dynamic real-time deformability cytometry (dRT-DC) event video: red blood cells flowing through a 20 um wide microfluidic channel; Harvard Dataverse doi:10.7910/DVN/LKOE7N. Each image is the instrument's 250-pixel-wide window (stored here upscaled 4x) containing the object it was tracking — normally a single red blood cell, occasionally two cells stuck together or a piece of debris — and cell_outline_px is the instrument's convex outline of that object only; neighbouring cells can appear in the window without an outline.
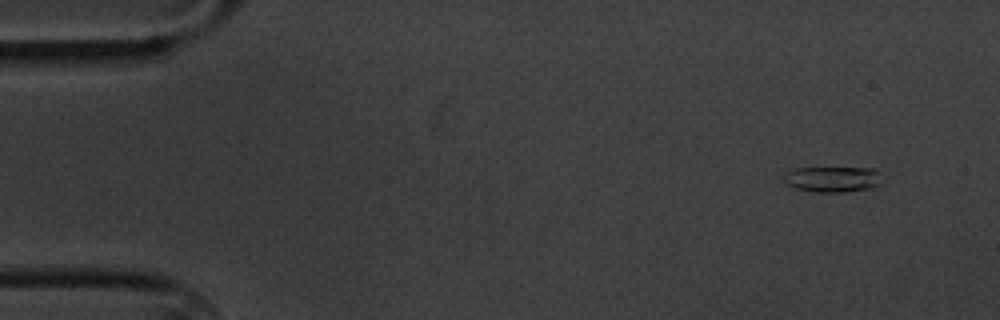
{"species": "common noctule bat (a hibernating species)", "species_latin": "Nyctalus noctula", "temperature_condition": "cold", "stored_images_in_passage": 8, "camera_frame_rate_fps": 3000, "um_per_image_px": 0.085, "animal": {"sex": "male", "body_mass_g": 20.1, "forearm_length_mm": 53.5}, "frame": {"image": 1, "passage_image": 2, "time_ms": 1.333, "image_size_px": [1000, 320], "cell_outline_px": [[880, 184], [872, 188], [844, 192], [812, 192], [796, 188], [788, 184], [784, 180], [784, 172], [792, 168], [872, 168], [880, 172]], "centroid_in_image_um": [70.76, 15.23], "position_along_channel_um": 14.2, "area_um2": 14.8}}
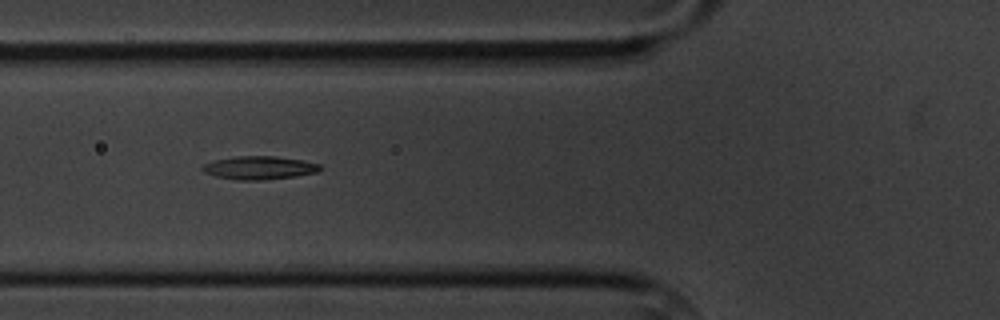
{"frame": {"image": 2, "passage_image": 7, "time_ms": 7.0, "image_size_px": [1000, 320], "cell_outline_px": [[320, 172], [296, 176], [260, 180], [236, 180], [216, 176], [204, 172], [200, 168], [204, 164], [212, 160], [236, 156], [276, 156], [300, 160], [320, 164]], "centroid_in_image_um": [22.01, 14.26], "position_along_channel_um": 103.8, "area_um2": 15.95}}
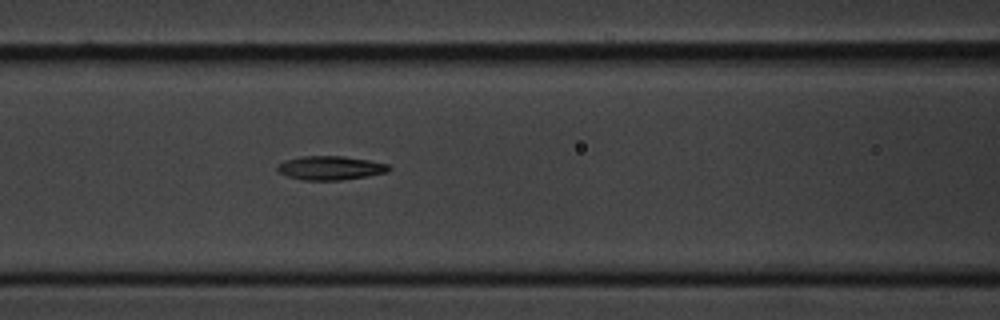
{"frame": {"image": 3, "passage_image": 8, "time_ms": 8.0, "image_size_px": [1000, 320], "cell_outline_px": [[392, 168], [388, 172], [368, 176], [340, 180], [304, 180], [288, 176], [280, 172], [276, 168], [284, 160], [300, 156], [344, 156], [368, 160], [388, 164]], "centroid_in_image_um": [28.11, 14.27], "position_along_channel_um": 138.5, "area_um2": 15.49}}